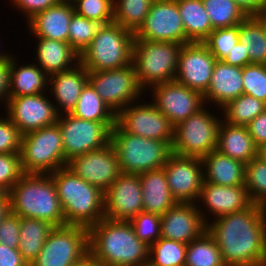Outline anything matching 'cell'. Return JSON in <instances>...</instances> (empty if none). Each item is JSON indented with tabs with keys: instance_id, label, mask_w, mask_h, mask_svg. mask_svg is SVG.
<instances>
[{
	"instance_id": "74e56055",
	"label": "cell",
	"mask_w": 266,
	"mask_h": 266,
	"mask_svg": "<svg viewBox=\"0 0 266 266\" xmlns=\"http://www.w3.org/2000/svg\"><path fill=\"white\" fill-rule=\"evenodd\" d=\"M213 29L240 24L248 15L233 0H202Z\"/></svg>"
},
{
	"instance_id": "f6af8a7d",
	"label": "cell",
	"mask_w": 266,
	"mask_h": 266,
	"mask_svg": "<svg viewBox=\"0 0 266 266\" xmlns=\"http://www.w3.org/2000/svg\"><path fill=\"white\" fill-rule=\"evenodd\" d=\"M129 222L136 236L148 246L161 238V215L143 211Z\"/></svg>"
},
{
	"instance_id": "ba28073f",
	"label": "cell",
	"mask_w": 266,
	"mask_h": 266,
	"mask_svg": "<svg viewBox=\"0 0 266 266\" xmlns=\"http://www.w3.org/2000/svg\"><path fill=\"white\" fill-rule=\"evenodd\" d=\"M20 160L23 173L50 174L67 166L59 125L55 123L22 135Z\"/></svg>"
},
{
	"instance_id": "9c48e42d",
	"label": "cell",
	"mask_w": 266,
	"mask_h": 266,
	"mask_svg": "<svg viewBox=\"0 0 266 266\" xmlns=\"http://www.w3.org/2000/svg\"><path fill=\"white\" fill-rule=\"evenodd\" d=\"M220 119L206 108L174 127L172 152L180 156L203 158L218 147Z\"/></svg>"
},
{
	"instance_id": "cb8c5ba5",
	"label": "cell",
	"mask_w": 266,
	"mask_h": 266,
	"mask_svg": "<svg viewBox=\"0 0 266 266\" xmlns=\"http://www.w3.org/2000/svg\"><path fill=\"white\" fill-rule=\"evenodd\" d=\"M74 13L73 3L59 2L31 18L28 28L35 37L68 43L69 25Z\"/></svg>"
},
{
	"instance_id": "484cf974",
	"label": "cell",
	"mask_w": 266,
	"mask_h": 266,
	"mask_svg": "<svg viewBox=\"0 0 266 266\" xmlns=\"http://www.w3.org/2000/svg\"><path fill=\"white\" fill-rule=\"evenodd\" d=\"M143 196V211L163 215L177 201L168 186L164 167L139 174Z\"/></svg>"
},
{
	"instance_id": "3957f363",
	"label": "cell",
	"mask_w": 266,
	"mask_h": 266,
	"mask_svg": "<svg viewBox=\"0 0 266 266\" xmlns=\"http://www.w3.org/2000/svg\"><path fill=\"white\" fill-rule=\"evenodd\" d=\"M65 217V225L85 228L105 217L104 193L67 166L50 173Z\"/></svg>"
},
{
	"instance_id": "e575fe53",
	"label": "cell",
	"mask_w": 266,
	"mask_h": 266,
	"mask_svg": "<svg viewBox=\"0 0 266 266\" xmlns=\"http://www.w3.org/2000/svg\"><path fill=\"white\" fill-rule=\"evenodd\" d=\"M185 266H226L218 245L207 231L187 244Z\"/></svg>"
},
{
	"instance_id": "11a10c76",
	"label": "cell",
	"mask_w": 266,
	"mask_h": 266,
	"mask_svg": "<svg viewBox=\"0 0 266 266\" xmlns=\"http://www.w3.org/2000/svg\"><path fill=\"white\" fill-rule=\"evenodd\" d=\"M248 16H257L265 7L266 0H233Z\"/></svg>"
},
{
	"instance_id": "4fadbf2b",
	"label": "cell",
	"mask_w": 266,
	"mask_h": 266,
	"mask_svg": "<svg viewBox=\"0 0 266 266\" xmlns=\"http://www.w3.org/2000/svg\"><path fill=\"white\" fill-rule=\"evenodd\" d=\"M134 39L186 44V37L177 0H154L144 23L134 34Z\"/></svg>"
},
{
	"instance_id": "d6986e66",
	"label": "cell",
	"mask_w": 266,
	"mask_h": 266,
	"mask_svg": "<svg viewBox=\"0 0 266 266\" xmlns=\"http://www.w3.org/2000/svg\"><path fill=\"white\" fill-rule=\"evenodd\" d=\"M216 58L203 42L183 44L175 80L202 95L207 92Z\"/></svg>"
},
{
	"instance_id": "9a60e30c",
	"label": "cell",
	"mask_w": 266,
	"mask_h": 266,
	"mask_svg": "<svg viewBox=\"0 0 266 266\" xmlns=\"http://www.w3.org/2000/svg\"><path fill=\"white\" fill-rule=\"evenodd\" d=\"M67 167L103 193L122 173L116 150L111 142L101 149L72 158L67 162Z\"/></svg>"
},
{
	"instance_id": "5bb4252c",
	"label": "cell",
	"mask_w": 266,
	"mask_h": 266,
	"mask_svg": "<svg viewBox=\"0 0 266 266\" xmlns=\"http://www.w3.org/2000/svg\"><path fill=\"white\" fill-rule=\"evenodd\" d=\"M132 105L129 104L116 114V124L123 131L158 141L174 140V127L152 103Z\"/></svg>"
},
{
	"instance_id": "8992f818",
	"label": "cell",
	"mask_w": 266,
	"mask_h": 266,
	"mask_svg": "<svg viewBox=\"0 0 266 266\" xmlns=\"http://www.w3.org/2000/svg\"><path fill=\"white\" fill-rule=\"evenodd\" d=\"M110 142L116 150L122 173L140 174L162 168L173 153V141L128 134L117 124L111 129Z\"/></svg>"
},
{
	"instance_id": "52a82bcc",
	"label": "cell",
	"mask_w": 266,
	"mask_h": 266,
	"mask_svg": "<svg viewBox=\"0 0 266 266\" xmlns=\"http://www.w3.org/2000/svg\"><path fill=\"white\" fill-rule=\"evenodd\" d=\"M182 45L175 42L133 40L132 64L142 89L175 80Z\"/></svg>"
},
{
	"instance_id": "f35d334b",
	"label": "cell",
	"mask_w": 266,
	"mask_h": 266,
	"mask_svg": "<svg viewBox=\"0 0 266 266\" xmlns=\"http://www.w3.org/2000/svg\"><path fill=\"white\" fill-rule=\"evenodd\" d=\"M187 244L159 238L149 246V261L156 266H185Z\"/></svg>"
},
{
	"instance_id": "7dc6e473",
	"label": "cell",
	"mask_w": 266,
	"mask_h": 266,
	"mask_svg": "<svg viewBox=\"0 0 266 266\" xmlns=\"http://www.w3.org/2000/svg\"><path fill=\"white\" fill-rule=\"evenodd\" d=\"M21 136L8 116L0 118V153H20Z\"/></svg>"
},
{
	"instance_id": "7c38bea8",
	"label": "cell",
	"mask_w": 266,
	"mask_h": 266,
	"mask_svg": "<svg viewBox=\"0 0 266 266\" xmlns=\"http://www.w3.org/2000/svg\"><path fill=\"white\" fill-rule=\"evenodd\" d=\"M88 81L115 114L136 102L145 90L139 86L133 64L119 69L88 72Z\"/></svg>"
},
{
	"instance_id": "603a6c76",
	"label": "cell",
	"mask_w": 266,
	"mask_h": 266,
	"mask_svg": "<svg viewBox=\"0 0 266 266\" xmlns=\"http://www.w3.org/2000/svg\"><path fill=\"white\" fill-rule=\"evenodd\" d=\"M87 82L88 71L80 62L71 69L49 76L48 85L52 83L50 89L56 98L58 115H61L62 111L64 114H71Z\"/></svg>"
},
{
	"instance_id": "8fae6325",
	"label": "cell",
	"mask_w": 266,
	"mask_h": 266,
	"mask_svg": "<svg viewBox=\"0 0 266 266\" xmlns=\"http://www.w3.org/2000/svg\"><path fill=\"white\" fill-rule=\"evenodd\" d=\"M57 124L62 133L66 162L110 143L111 130L102 122L81 119L72 114H61Z\"/></svg>"
},
{
	"instance_id": "681fc988",
	"label": "cell",
	"mask_w": 266,
	"mask_h": 266,
	"mask_svg": "<svg viewBox=\"0 0 266 266\" xmlns=\"http://www.w3.org/2000/svg\"><path fill=\"white\" fill-rule=\"evenodd\" d=\"M12 5L18 7L21 12L26 13L28 21L33 18L37 13L55 6L60 0H11Z\"/></svg>"
},
{
	"instance_id": "f546056e",
	"label": "cell",
	"mask_w": 266,
	"mask_h": 266,
	"mask_svg": "<svg viewBox=\"0 0 266 266\" xmlns=\"http://www.w3.org/2000/svg\"><path fill=\"white\" fill-rule=\"evenodd\" d=\"M15 60L11 56L9 96H32L44 93L43 91L48 86L49 76L35 63L22 65L18 68Z\"/></svg>"
},
{
	"instance_id": "db71d44e",
	"label": "cell",
	"mask_w": 266,
	"mask_h": 266,
	"mask_svg": "<svg viewBox=\"0 0 266 266\" xmlns=\"http://www.w3.org/2000/svg\"><path fill=\"white\" fill-rule=\"evenodd\" d=\"M222 61L226 64L242 68L250 64L248 52H245L243 43H240L239 41L236 45H234V48L229 52V55L226 56Z\"/></svg>"
},
{
	"instance_id": "ac0fdd59",
	"label": "cell",
	"mask_w": 266,
	"mask_h": 266,
	"mask_svg": "<svg viewBox=\"0 0 266 266\" xmlns=\"http://www.w3.org/2000/svg\"><path fill=\"white\" fill-rule=\"evenodd\" d=\"M6 113L21 135L57 123L56 105L39 93L32 96H9Z\"/></svg>"
},
{
	"instance_id": "44dd1931",
	"label": "cell",
	"mask_w": 266,
	"mask_h": 266,
	"mask_svg": "<svg viewBox=\"0 0 266 266\" xmlns=\"http://www.w3.org/2000/svg\"><path fill=\"white\" fill-rule=\"evenodd\" d=\"M197 206V203L177 202L161 215V237L186 244L199 238L207 231L208 221L206 213Z\"/></svg>"
},
{
	"instance_id": "6da1fadb",
	"label": "cell",
	"mask_w": 266,
	"mask_h": 266,
	"mask_svg": "<svg viewBox=\"0 0 266 266\" xmlns=\"http://www.w3.org/2000/svg\"><path fill=\"white\" fill-rule=\"evenodd\" d=\"M226 266H266V207L253 203L207 223Z\"/></svg>"
},
{
	"instance_id": "be15d7a7",
	"label": "cell",
	"mask_w": 266,
	"mask_h": 266,
	"mask_svg": "<svg viewBox=\"0 0 266 266\" xmlns=\"http://www.w3.org/2000/svg\"><path fill=\"white\" fill-rule=\"evenodd\" d=\"M76 0H60V2L74 3Z\"/></svg>"
},
{
	"instance_id": "f1b7e54d",
	"label": "cell",
	"mask_w": 266,
	"mask_h": 266,
	"mask_svg": "<svg viewBox=\"0 0 266 266\" xmlns=\"http://www.w3.org/2000/svg\"><path fill=\"white\" fill-rule=\"evenodd\" d=\"M37 38L39 40L36 49L38 66L48 76L71 69L73 68L72 66H75L80 61V55L69 43L41 37ZM74 61L76 62L75 64L72 63Z\"/></svg>"
},
{
	"instance_id": "816d5d0a",
	"label": "cell",
	"mask_w": 266,
	"mask_h": 266,
	"mask_svg": "<svg viewBox=\"0 0 266 266\" xmlns=\"http://www.w3.org/2000/svg\"><path fill=\"white\" fill-rule=\"evenodd\" d=\"M0 266H29L17 248L0 244Z\"/></svg>"
},
{
	"instance_id": "4dcf8cb0",
	"label": "cell",
	"mask_w": 266,
	"mask_h": 266,
	"mask_svg": "<svg viewBox=\"0 0 266 266\" xmlns=\"http://www.w3.org/2000/svg\"><path fill=\"white\" fill-rule=\"evenodd\" d=\"M186 37L191 42H203L214 30L202 0H177Z\"/></svg>"
},
{
	"instance_id": "ab89813d",
	"label": "cell",
	"mask_w": 266,
	"mask_h": 266,
	"mask_svg": "<svg viewBox=\"0 0 266 266\" xmlns=\"http://www.w3.org/2000/svg\"><path fill=\"white\" fill-rule=\"evenodd\" d=\"M253 203L266 207V163L260 158L245 165V184Z\"/></svg>"
},
{
	"instance_id": "7bdbcfd3",
	"label": "cell",
	"mask_w": 266,
	"mask_h": 266,
	"mask_svg": "<svg viewBox=\"0 0 266 266\" xmlns=\"http://www.w3.org/2000/svg\"><path fill=\"white\" fill-rule=\"evenodd\" d=\"M74 3L75 13L82 17L102 25L114 22V0H76Z\"/></svg>"
},
{
	"instance_id": "2e32d148",
	"label": "cell",
	"mask_w": 266,
	"mask_h": 266,
	"mask_svg": "<svg viewBox=\"0 0 266 266\" xmlns=\"http://www.w3.org/2000/svg\"><path fill=\"white\" fill-rule=\"evenodd\" d=\"M150 88L154 92L152 104L168 118L173 127L204 108L203 95L176 80Z\"/></svg>"
},
{
	"instance_id": "60d3db41",
	"label": "cell",
	"mask_w": 266,
	"mask_h": 266,
	"mask_svg": "<svg viewBox=\"0 0 266 266\" xmlns=\"http://www.w3.org/2000/svg\"><path fill=\"white\" fill-rule=\"evenodd\" d=\"M102 24L89 20L76 13L69 25L68 43L79 54L90 45Z\"/></svg>"
},
{
	"instance_id": "30bf717a",
	"label": "cell",
	"mask_w": 266,
	"mask_h": 266,
	"mask_svg": "<svg viewBox=\"0 0 266 266\" xmlns=\"http://www.w3.org/2000/svg\"><path fill=\"white\" fill-rule=\"evenodd\" d=\"M89 254L88 228L54 227L38 256L29 266H72Z\"/></svg>"
},
{
	"instance_id": "4316f807",
	"label": "cell",
	"mask_w": 266,
	"mask_h": 266,
	"mask_svg": "<svg viewBox=\"0 0 266 266\" xmlns=\"http://www.w3.org/2000/svg\"><path fill=\"white\" fill-rule=\"evenodd\" d=\"M221 154L248 164L258 157V147L246 126L231 125L221 121L218 130V147Z\"/></svg>"
},
{
	"instance_id": "836d02e7",
	"label": "cell",
	"mask_w": 266,
	"mask_h": 266,
	"mask_svg": "<svg viewBox=\"0 0 266 266\" xmlns=\"http://www.w3.org/2000/svg\"><path fill=\"white\" fill-rule=\"evenodd\" d=\"M239 42L248 52L250 64H266V28L257 16H248L239 24Z\"/></svg>"
},
{
	"instance_id": "d6a6232c",
	"label": "cell",
	"mask_w": 266,
	"mask_h": 266,
	"mask_svg": "<svg viewBox=\"0 0 266 266\" xmlns=\"http://www.w3.org/2000/svg\"><path fill=\"white\" fill-rule=\"evenodd\" d=\"M71 114L81 119L102 122L110 130L116 124V114L102 100L89 81L83 87L77 105Z\"/></svg>"
},
{
	"instance_id": "ee69618b",
	"label": "cell",
	"mask_w": 266,
	"mask_h": 266,
	"mask_svg": "<svg viewBox=\"0 0 266 266\" xmlns=\"http://www.w3.org/2000/svg\"><path fill=\"white\" fill-rule=\"evenodd\" d=\"M243 94L266 103V64L252 63L242 68Z\"/></svg>"
},
{
	"instance_id": "9f6ffc18",
	"label": "cell",
	"mask_w": 266,
	"mask_h": 266,
	"mask_svg": "<svg viewBox=\"0 0 266 266\" xmlns=\"http://www.w3.org/2000/svg\"><path fill=\"white\" fill-rule=\"evenodd\" d=\"M10 213V200L8 193L0 192V224Z\"/></svg>"
},
{
	"instance_id": "ffe728a7",
	"label": "cell",
	"mask_w": 266,
	"mask_h": 266,
	"mask_svg": "<svg viewBox=\"0 0 266 266\" xmlns=\"http://www.w3.org/2000/svg\"><path fill=\"white\" fill-rule=\"evenodd\" d=\"M105 218L131 221L143 212V196L139 174L121 173L104 193Z\"/></svg>"
},
{
	"instance_id": "1f68e13d",
	"label": "cell",
	"mask_w": 266,
	"mask_h": 266,
	"mask_svg": "<svg viewBox=\"0 0 266 266\" xmlns=\"http://www.w3.org/2000/svg\"><path fill=\"white\" fill-rule=\"evenodd\" d=\"M54 226L36 218L20 217L19 252L30 265L43 248Z\"/></svg>"
},
{
	"instance_id": "f907efd6",
	"label": "cell",
	"mask_w": 266,
	"mask_h": 266,
	"mask_svg": "<svg viewBox=\"0 0 266 266\" xmlns=\"http://www.w3.org/2000/svg\"><path fill=\"white\" fill-rule=\"evenodd\" d=\"M252 140L259 148L266 143V109L253 119L247 126Z\"/></svg>"
},
{
	"instance_id": "83f0119b",
	"label": "cell",
	"mask_w": 266,
	"mask_h": 266,
	"mask_svg": "<svg viewBox=\"0 0 266 266\" xmlns=\"http://www.w3.org/2000/svg\"><path fill=\"white\" fill-rule=\"evenodd\" d=\"M204 182L223 186H244L245 165L239 160L221 154L218 150L211 151L202 158Z\"/></svg>"
},
{
	"instance_id": "7402d4cb",
	"label": "cell",
	"mask_w": 266,
	"mask_h": 266,
	"mask_svg": "<svg viewBox=\"0 0 266 266\" xmlns=\"http://www.w3.org/2000/svg\"><path fill=\"white\" fill-rule=\"evenodd\" d=\"M198 199H202L207 210L217 218L240 212L253 204L245 186H223L210 182L203 183Z\"/></svg>"
},
{
	"instance_id": "d590c367",
	"label": "cell",
	"mask_w": 266,
	"mask_h": 266,
	"mask_svg": "<svg viewBox=\"0 0 266 266\" xmlns=\"http://www.w3.org/2000/svg\"><path fill=\"white\" fill-rule=\"evenodd\" d=\"M154 0H114V22L134 34L142 26Z\"/></svg>"
},
{
	"instance_id": "7a4b0ae2",
	"label": "cell",
	"mask_w": 266,
	"mask_h": 266,
	"mask_svg": "<svg viewBox=\"0 0 266 266\" xmlns=\"http://www.w3.org/2000/svg\"><path fill=\"white\" fill-rule=\"evenodd\" d=\"M89 254L100 266H142L149 246L135 234L129 221L101 219L88 229Z\"/></svg>"
},
{
	"instance_id": "d4e9b609",
	"label": "cell",
	"mask_w": 266,
	"mask_h": 266,
	"mask_svg": "<svg viewBox=\"0 0 266 266\" xmlns=\"http://www.w3.org/2000/svg\"><path fill=\"white\" fill-rule=\"evenodd\" d=\"M242 94V67L229 65L217 60L213 68L207 92L203 95L204 102L211 101L212 104V101H214L215 105L222 108Z\"/></svg>"
},
{
	"instance_id": "91938a15",
	"label": "cell",
	"mask_w": 266,
	"mask_h": 266,
	"mask_svg": "<svg viewBox=\"0 0 266 266\" xmlns=\"http://www.w3.org/2000/svg\"><path fill=\"white\" fill-rule=\"evenodd\" d=\"M266 28V7L257 15Z\"/></svg>"
},
{
	"instance_id": "5b68a950",
	"label": "cell",
	"mask_w": 266,
	"mask_h": 266,
	"mask_svg": "<svg viewBox=\"0 0 266 266\" xmlns=\"http://www.w3.org/2000/svg\"><path fill=\"white\" fill-rule=\"evenodd\" d=\"M134 33L116 22L101 25L80 63L88 72L119 69L132 65Z\"/></svg>"
},
{
	"instance_id": "bcb514c9",
	"label": "cell",
	"mask_w": 266,
	"mask_h": 266,
	"mask_svg": "<svg viewBox=\"0 0 266 266\" xmlns=\"http://www.w3.org/2000/svg\"><path fill=\"white\" fill-rule=\"evenodd\" d=\"M23 174L20 153H0V192L8 193Z\"/></svg>"
},
{
	"instance_id": "6f0895ef",
	"label": "cell",
	"mask_w": 266,
	"mask_h": 266,
	"mask_svg": "<svg viewBox=\"0 0 266 266\" xmlns=\"http://www.w3.org/2000/svg\"><path fill=\"white\" fill-rule=\"evenodd\" d=\"M72 266H100V265L95 261V259L90 254H88L82 260L73 264Z\"/></svg>"
},
{
	"instance_id": "277c9868",
	"label": "cell",
	"mask_w": 266,
	"mask_h": 266,
	"mask_svg": "<svg viewBox=\"0 0 266 266\" xmlns=\"http://www.w3.org/2000/svg\"><path fill=\"white\" fill-rule=\"evenodd\" d=\"M10 212L16 216L65 225V217L50 174L24 173L8 192Z\"/></svg>"
},
{
	"instance_id": "8d00e7d4",
	"label": "cell",
	"mask_w": 266,
	"mask_h": 266,
	"mask_svg": "<svg viewBox=\"0 0 266 266\" xmlns=\"http://www.w3.org/2000/svg\"><path fill=\"white\" fill-rule=\"evenodd\" d=\"M222 109L225 114L223 121L231 125L247 126L266 109V103L255 97L242 94L227 103Z\"/></svg>"
},
{
	"instance_id": "f5cc1de1",
	"label": "cell",
	"mask_w": 266,
	"mask_h": 266,
	"mask_svg": "<svg viewBox=\"0 0 266 266\" xmlns=\"http://www.w3.org/2000/svg\"><path fill=\"white\" fill-rule=\"evenodd\" d=\"M11 79V56L0 61V100L5 99L6 104L9 100Z\"/></svg>"
},
{
	"instance_id": "e0dca14e",
	"label": "cell",
	"mask_w": 266,
	"mask_h": 266,
	"mask_svg": "<svg viewBox=\"0 0 266 266\" xmlns=\"http://www.w3.org/2000/svg\"><path fill=\"white\" fill-rule=\"evenodd\" d=\"M163 167L173 198L182 203L198 202L204 183L202 158L172 153Z\"/></svg>"
},
{
	"instance_id": "c3c4849f",
	"label": "cell",
	"mask_w": 266,
	"mask_h": 266,
	"mask_svg": "<svg viewBox=\"0 0 266 266\" xmlns=\"http://www.w3.org/2000/svg\"><path fill=\"white\" fill-rule=\"evenodd\" d=\"M20 216L11 212L0 224V244L10 248H19Z\"/></svg>"
},
{
	"instance_id": "b9f144b4",
	"label": "cell",
	"mask_w": 266,
	"mask_h": 266,
	"mask_svg": "<svg viewBox=\"0 0 266 266\" xmlns=\"http://www.w3.org/2000/svg\"><path fill=\"white\" fill-rule=\"evenodd\" d=\"M239 41V24L214 29L203 41L216 60L222 61Z\"/></svg>"
},
{
	"instance_id": "680465c9",
	"label": "cell",
	"mask_w": 266,
	"mask_h": 266,
	"mask_svg": "<svg viewBox=\"0 0 266 266\" xmlns=\"http://www.w3.org/2000/svg\"><path fill=\"white\" fill-rule=\"evenodd\" d=\"M258 158L266 163V143L258 148Z\"/></svg>"
},
{
	"instance_id": "94428289",
	"label": "cell",
	"mask_w": 266,
	"mask_h": 266,
	"mask_svg": "<svg viewBox=\"0 0 266 266\" xmlns=\"http://www.w3.org/2000/svg\"><path fill=\"white\" fill-rule=\"evenodd\" d=\"M5 53H6L5 51H4V53L1 52L0 61H3V60L7 59L10 56L9 54H5Z\"/></svg>"
},
{
	"instance_id": "6125c7cd",
	"label": "cell",
	"mask_w": 266,
	"mask_h": 266,
	"mask_svg": "<svg viewBox=\"0 0 266 266\" xmlns=\"http://www.w3.org/2000/svg\"><path fill=\"white\" fill-rule=\"evenodd\" d=\"M142 266H156L154 264H152L149 260L147 262H145Z\"/></svg>"
}]
</instances>
